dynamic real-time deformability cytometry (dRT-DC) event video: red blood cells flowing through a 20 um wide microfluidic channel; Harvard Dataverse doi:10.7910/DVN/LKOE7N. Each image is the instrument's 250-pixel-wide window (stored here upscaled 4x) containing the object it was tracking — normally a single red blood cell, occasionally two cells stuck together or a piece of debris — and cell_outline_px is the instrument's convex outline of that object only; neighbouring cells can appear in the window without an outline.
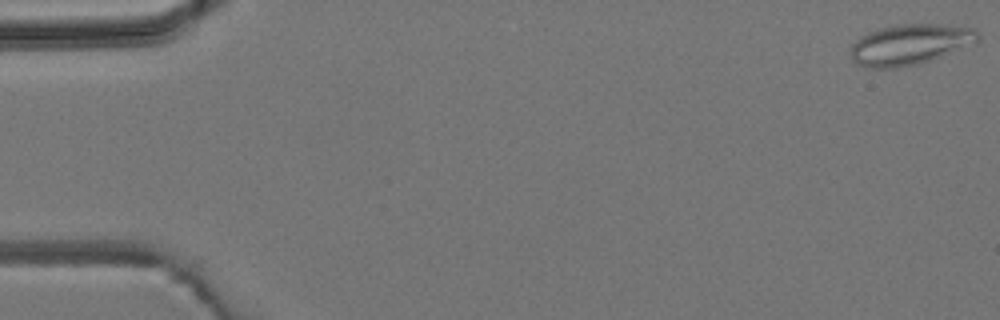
{"species": "common noctule bat (a hibernating species)", "species_latin": "Nyctalus noctula", "temperature_condition": "room temperature", "stored_images_in_passage": 9, "camera_frame_rate_fps": 3000, "um_per_image_px": 0.085, "animal": {"sex": "male", "body_mass_g": 19.2, "forearm_length_mm": 51.8}, "frame": {"image": 1, "passage_image": 1, "time_ms": 0.0, "image_size_px": [1000, 320], "cell_outline_px": [[980, 40], [920, 64], [896, 68], [872, 68], [856, 64], [852, 60], [852, 44], [860, 36], [868, 32], [880, 28], [896, 24], [940, 24], [976, 28], [980, 32]], "centroid_in_image_um": [77.34, 3.77], "position_along_channel_um": 7.7, "area_um2": 30.06}}
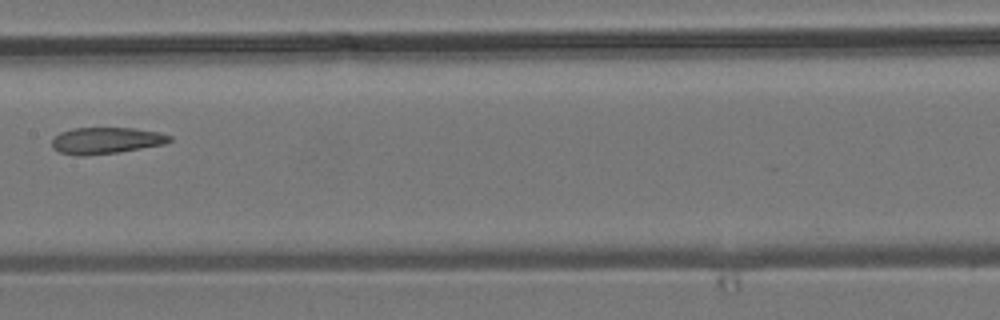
{"frame": {"image": 2, "passage_image": 8, "time_ms": 8.333, "image_size_px": [1000, 320], "cell_outline_px": [[172, 140], [164, 144], [116, 152], [76, 156], [60, 152], [52, 148], [52, 140], [60, 132], [72, 128], [132, 128], [160, 132], [172, 136]], "centroid_in_image_um": [9.01, 11.93], "position_along_channel_um": 198.4, "area_um2": 17.98}}
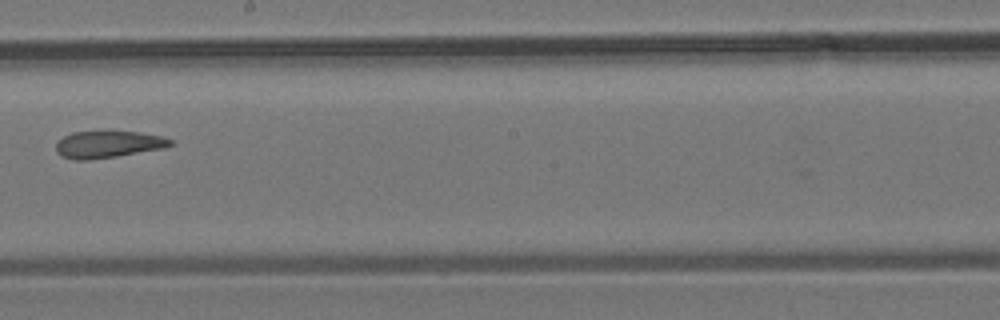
{"frame": {"image": 3, "passage_image": 9, "time_ms": 9.333, "image_size_px": [1000, 320], "cell_outline_px": [[172, 144], [160, 148], [116, 156], [88, 160], [76, 160], [60, 156], [56, 152], [56, 144], [64, 136], [72, 132], [104, 128], [108, 128], [140, 132], [164, 136], [172, 140]], "centroid_in_image_um": [9.14, 12.21], "position_along_channel_um": 239.1, "area_um2": 18.67}}